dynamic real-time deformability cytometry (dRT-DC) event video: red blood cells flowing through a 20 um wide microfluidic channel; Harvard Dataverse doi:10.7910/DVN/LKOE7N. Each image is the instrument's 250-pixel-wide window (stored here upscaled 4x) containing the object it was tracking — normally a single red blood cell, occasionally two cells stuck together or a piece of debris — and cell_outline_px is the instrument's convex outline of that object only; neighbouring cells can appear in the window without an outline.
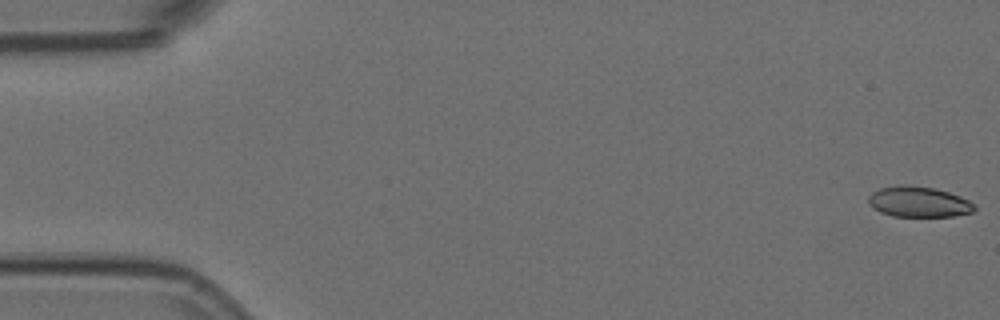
{"species": "Egyptian fruit bat (a non-hibernating species)", "species_latin": "Rousettus aegyptiacus", "temperature_condition": "room temperature", "stored_images_in_passage": 55, "camera_frame_rate_fps": 3000, "um_per_image_px": 0.085, "animal": {"sex": "female"}, "frame": {"image": 1, "passage_image": 1, "time_ms": 0.0, "image_size_px": [1000, 320], "cell_outline_px": [[976, 208], [972, 212], [952, 216], [892, 216], [880, 212], [872, 208], [868, 204], [868, 196], [872, 192], [880, 188], [900, 184], [904, 184], [932, 188], [948, 192], [960, 196], [976, 204]], "centroid_in_image_um": [78.06, 17.15], "position_along_channel_um": 6.9, "area_um2": 18.96}}
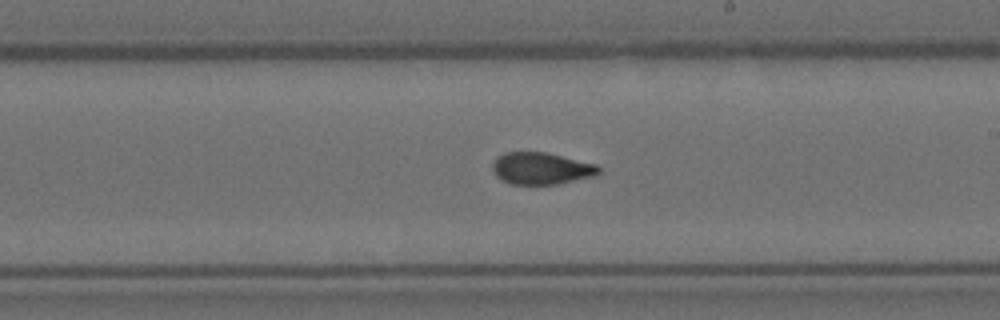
{"frame": {"image": 2, "passage_image": 32, "time_ms": 10.333, "image_size_px": [1000, 320], "cell_outline_px": [[600, 172], [596, 176], [560, 184], [512, 184], [500, 180], [496, 176], [492, 168], [492, 164], [496, 156], [504, 152], [544, 152], [596, 164], [600, 168]], "centroid_in_image_um": [45.99, 14.32], "position_along_channel_um": 243.0, "area_um2": 19.94}}
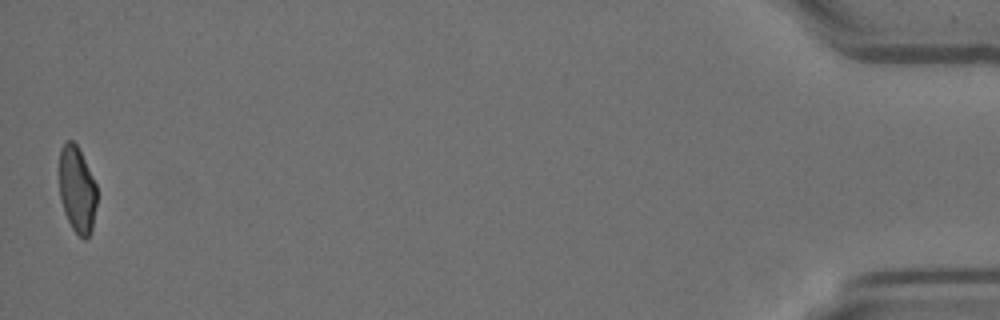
{"frame": {"image": 3, "passage_image": 55, "time_ms": 18.0, "image_size_px": [1000, 320], "cell_outline_px": [[96, 204], [92, 232], [84, 240], [72, 228], [64, 212], [60, 200], [60, 148], [68, 140], [72, 140], [76, 144], [96, 184]], "centroid_in_image_um": [6.55, 16.15], "position_along_channel_um": 428.7, "area_um2": 18.73}, "authors_computed_cell_mechanics": {"area_um2": 20.23, "velocity_mm_per_s": 3.6889, "shape_relaxation_time_tau1_ms": 6.1686, "shape_relaxation_time_tau2_ms": 2.6506, "deformation_change_tau1": 0.1591, "deformation_change_tau2": 0.0586}}